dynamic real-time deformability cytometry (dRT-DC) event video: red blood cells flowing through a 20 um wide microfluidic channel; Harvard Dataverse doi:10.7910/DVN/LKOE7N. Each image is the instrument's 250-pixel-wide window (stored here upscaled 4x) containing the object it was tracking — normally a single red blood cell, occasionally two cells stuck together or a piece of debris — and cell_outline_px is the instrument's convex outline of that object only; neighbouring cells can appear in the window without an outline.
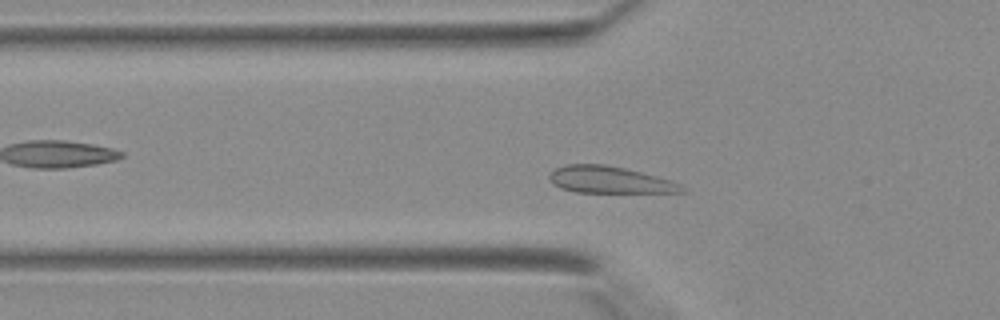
{"species": "Egyptian fruit bat (a non-hibernating species)", "species_latin": "Rousettus aegyptiacus", "temperature_condition": "warm", "stored_images_in_passage": 34, "camera_frame_rate_fps": 3000, "um_per_image_px": 0.085, "animal": {"sex": "female"}, "frame": {"image": 1, "passage_image": 7, "time_ms": 2.0, "image_size_px": [1000, 320], "cell_outline_px": [[688, 192], [576, 192], [560, 188], [552, 184], [548, 180], [548, 176], [556, 168], [568, 164], [604, 164], [624, 168], [672, 180], [684, 184]], "centroid_in_image_um": [51.85, 15.29], "position_along_channel_um": 74.0, "area_um2": 20.81}}
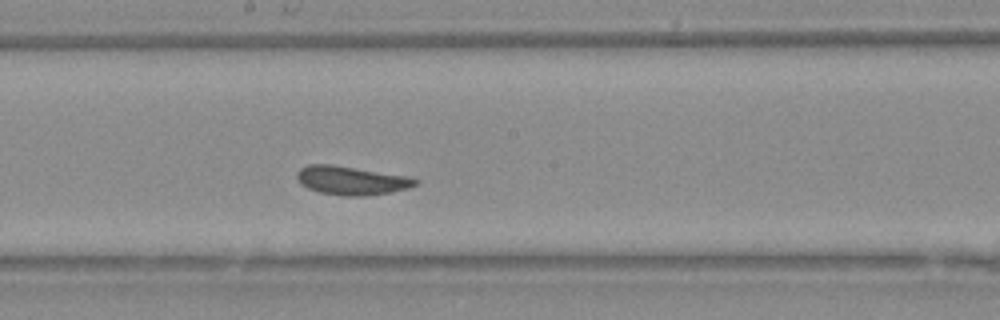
{"frame": {"image": 2, "passage_image": 16, "time_ms": 5.0, "image_size_px": [1000, 320], "cell_outline_px": [[420, 184], [408, 188], [392, 192], [368, 196], [344, 196], [320, 192], [308, 188], [300, 184], [296, 176], [296, 172], [300, 168], [308, 164], [332, 164], [408, 176], [420, 180]], "centroid_in_image_um": [29.89, 15.34], "position_along_channel_um": 218.3, "area_um2": 20.06}}
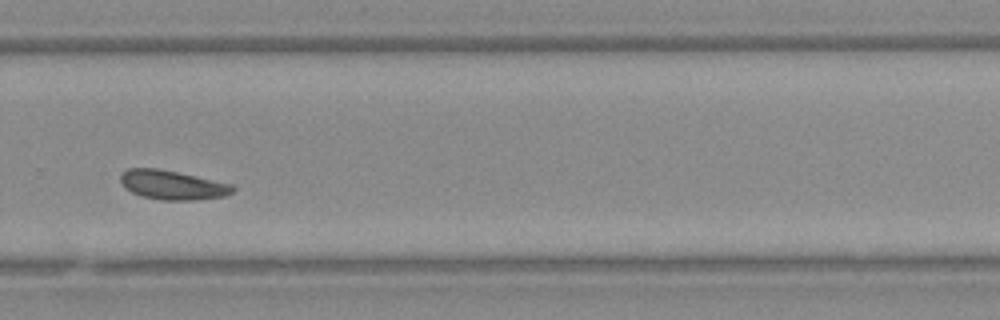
{"frame": {"image": 3, "passage_image": 22, "time_ms": 7.0, "image_size_px": [1000, 320], "cell_outline_px": [[236, 188], [228, 196], [200, 200], [160, 200], [144, 196], [132, 192], [124, 188], [120, 180], [120, 176], [128, 168], [156, 168], [176, 172], [232, 184]], "centroid_in_image_um": [14.68, 15.74], "position_along_channel_um": 315.1, "area_um2": 19.07}}